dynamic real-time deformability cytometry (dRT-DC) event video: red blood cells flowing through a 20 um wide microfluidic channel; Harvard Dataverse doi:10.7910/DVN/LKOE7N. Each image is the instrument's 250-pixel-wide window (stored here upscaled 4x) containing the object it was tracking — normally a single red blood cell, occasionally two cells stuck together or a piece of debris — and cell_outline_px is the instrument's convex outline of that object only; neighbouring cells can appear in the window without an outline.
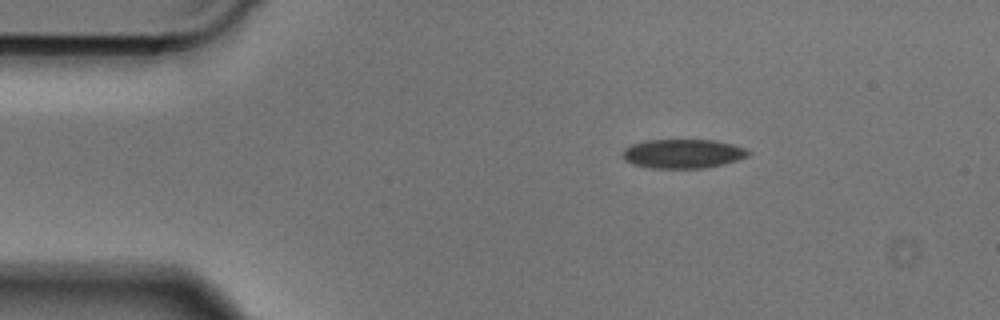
{"species": "Egyptian fruit bat (a non-hibernating species)", "species_latin": "Rousettus aegyptiacus", "temperature_condition": "cold", "stored_images_in_passage": 42, "camera_frame_rate_fps": 3000, "um_per_image_px": 0.085, "animal": {"sex": "male"}, "frame": {"image": 1, "passage_image": 1, "time_ms": 0.0, "image_size_px": [1000, 320], "cell_outline_px": [[752, 152], [748, 156], [724, 164], [704, 168], [648, 168], [632, 164], [624, 160], [624, 148], [632, 144], [644, 140], [712, 140], [732, 144], [744, 148]], "centroid_in_image_um": [58.03, 13.07], "position_along_channel_um": 27.0, "area_um2": 21.33}}
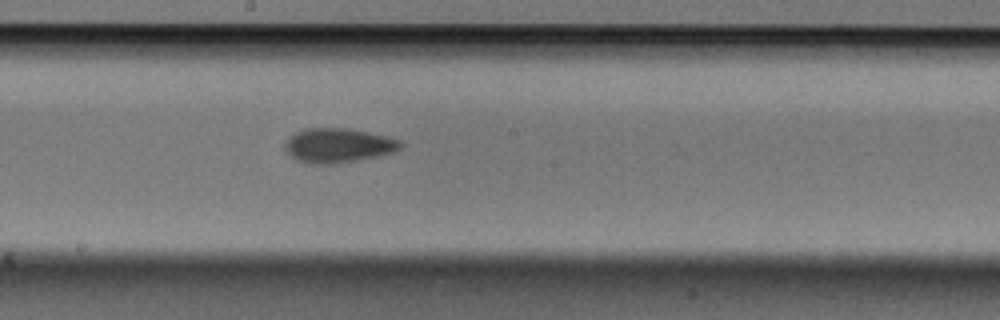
{"frame": {"image": 2, "passage_image": 19, "time_ms": 6.0, "image_size_px": [1000, 320], "cell_outline_px": [[404, 148], [396, 152], [380, 156], [336, 164], [304, 164], [288, 156], [284, 148], [284, 144], [296, 132], [304, 128], [344, 128], [388, 136], [400, 140], [404, 144]], "centroid_in_image_um": [28.77, 12.39], "position_along_channel_um": 219.4, "area_um2": 23.64}}
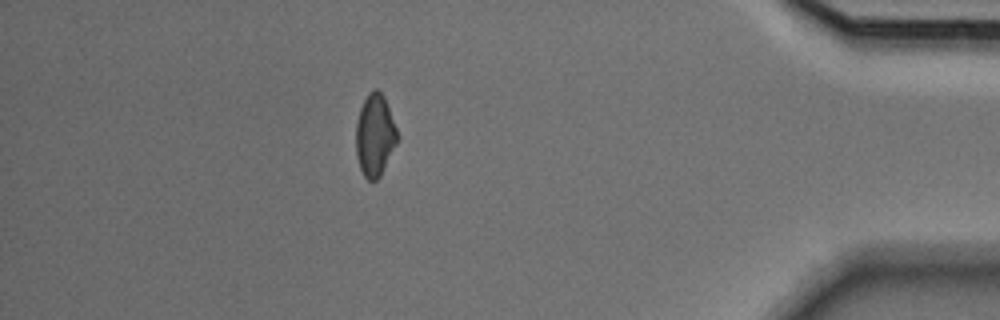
{"frame": {"image": 3, "passage_image": 36, "time_ms": 11.667, "image_size_px": [1000, 320], "cell_outline_px": [[400, 136], [380, 176], [376, 180], [368, 180], [364, 176], [360, 168], [356, 156], [356, 124], [360, 108], [368, 92], [376, 88], [384, 96]], "centroid_in_image_um": [31.87, 11.48], "position_along_channel_um": 403.3, "area_um2": 19.83}}